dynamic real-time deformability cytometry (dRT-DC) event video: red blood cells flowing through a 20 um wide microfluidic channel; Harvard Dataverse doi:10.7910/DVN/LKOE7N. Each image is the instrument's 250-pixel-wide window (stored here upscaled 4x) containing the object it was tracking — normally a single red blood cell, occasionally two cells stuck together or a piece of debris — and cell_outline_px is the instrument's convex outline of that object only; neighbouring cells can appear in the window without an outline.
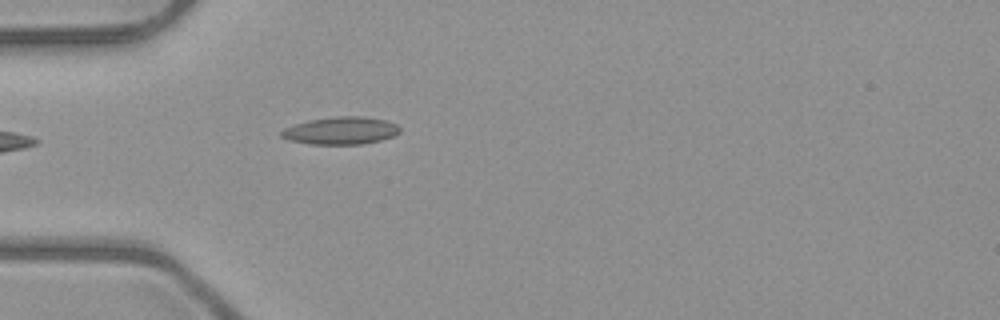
{"species": "common noctule bat (a hibernating species)", "species_latin": "Nyctalus noctula", "temperature_condition": "room temperature", "stored_images_in_passage": 4, "camera_frame_rate_fps": 3000, "um_per_image_px": 0.085, "animal": {"sex": "male", "body_mass_g": 23.1, "forearm_length_mm": 52.7}, "frame": {"image": 1, "passage_image": 4, "time_ms": 4.667, "image_size_px": [1000, 320], "cell_outline_px": [[400, 132], [396, 136], [380, 140], [360, 144], [312, 144], [288, 140], [280, 136], [280, 132], [284, 128], [308, 120], [332, 116], [360, 116], [384, 120], [396, 124], [400, 128]], "centroid_in_image_um": [28.96, 11.1], "position_along_channel_um": 56.0, "area_um2": 19.02}}